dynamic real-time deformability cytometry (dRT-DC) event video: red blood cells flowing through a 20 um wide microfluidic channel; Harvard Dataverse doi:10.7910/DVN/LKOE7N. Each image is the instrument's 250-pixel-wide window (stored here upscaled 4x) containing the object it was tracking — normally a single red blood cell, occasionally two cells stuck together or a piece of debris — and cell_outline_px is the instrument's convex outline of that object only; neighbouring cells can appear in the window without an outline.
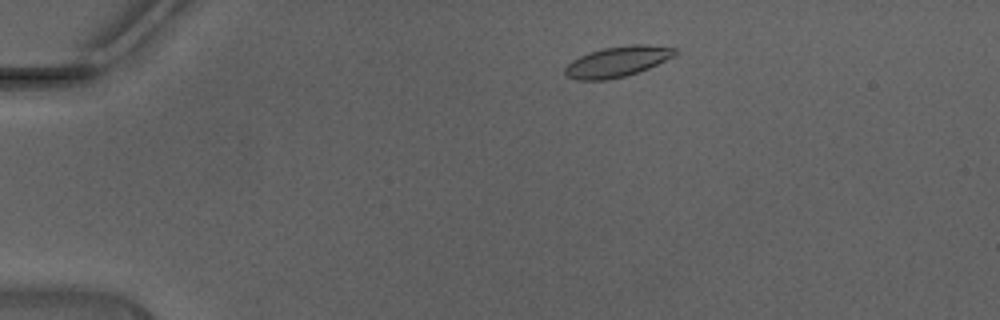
{"species": "Egyptian fruit bat (a non-hibernating species)", "species_latin": "Rousettus aegyptiacus", "temperature_condition": "warm", "stored_images_in_passage": 43, "camera_frame_rate_fps": 3000, "um_per_image_px": 0.085, "animal": {"sex": "male"}, "frame": {"image": 1, "passage_image": 5, "time_ms": 1.333, "image_size_px": [1000, 320], "cell_outline_px": [[680, 52], [648, 68], [624, 76], [608, 80], [576, 80], [568, 76], [564, 72], [564, 68], [572, 60], [588, 52], [604, 48], [632, 44], [648, 44], [680, 48]], "centroid_in_image_um": [52.49, 5.22], "position_along_channel_um": 32.5, "area_um2": 19.54}}
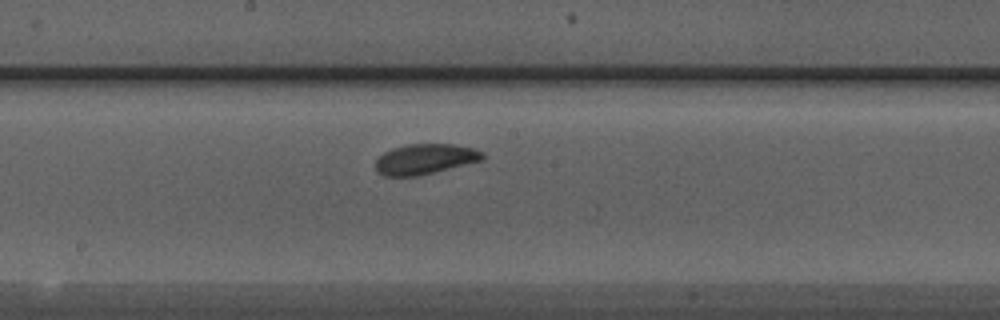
{"frame": {"image": 2, "passage_image": 22, "time_ms": 7.0, "image_size_px": [1000, 320], "cell_outline_px": [[484, 160], [420, 176], [384, 176], [376, 168], [376, 160], [384, 152], [392, 148], [408, 144], [452, 144], [472, 148], [484, 152]], "centroid_in_image_um": [36.16, 13.52], "position_along_channel_um": 212.0, "area_um2": 18.96}}
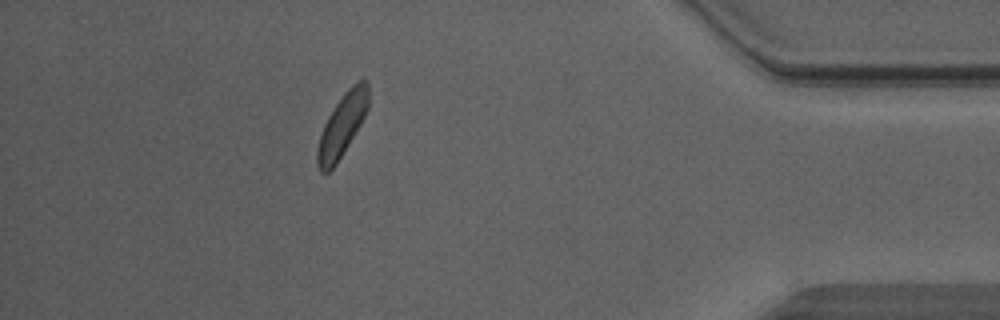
{"frame": {"image": 3, "passage_image": 38, "time_ms": 12.333, "image_size_px": [1000, 320], "cell_outline_px": [[368, 108], [360, 124], [336, 164], [324, 176], [320, 172], [316, 164], [316, 152], [320, 136], [324, 124], [328, 116], [344, 92], [356, 80], [368, 80]], "centroid_in_image_um": [29.06, 10.66], "position_along_channel_um": 406.1, "area_um2": 18.5}, "authors_computed_cell_mechanics": {"area_um2": 18.9006, "velocity_mm_per_s": 4.414, "shape_relaxation_time_tau1_ms": 1.3165, "shape_relaxation_time_tau2_ms": 1.7931, "deformation_change_tau1": 0.1029, "deformation_change_tau2": 0.0712}}